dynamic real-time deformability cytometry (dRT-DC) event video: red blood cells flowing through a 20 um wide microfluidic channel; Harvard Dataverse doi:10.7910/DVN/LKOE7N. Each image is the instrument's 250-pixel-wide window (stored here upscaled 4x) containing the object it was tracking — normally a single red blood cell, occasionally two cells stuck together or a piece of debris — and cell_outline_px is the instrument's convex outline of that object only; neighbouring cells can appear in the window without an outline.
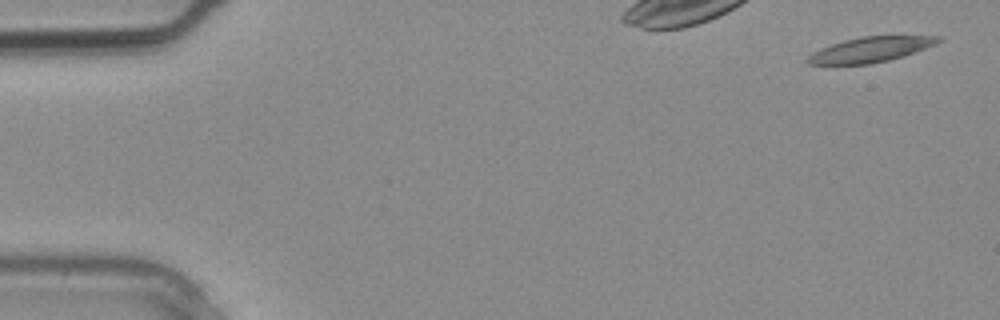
{"species": "common noctule bat (a hibernating species)", "species_latin": "Nyctalus noctula", "temperature_condition": "warm", "stored_images_in_passage": 3, "camera_frame_rate_fps": 3000, "um_per_image_px": 0.085, "animal": {"sex": "male", "body_mass_g": 20.4}, "frame": {"image": 1, "passage_image": 1, "time_ms": 0.0, "image_size_px": [1000, 320], "cell_outline_px": [[944, 40], [936, 44], [916, 52], [904, 56], [888, 60], [868, 64], [808, 64], [804, 60], [812, 52], [820, 48], [844, 40], [860, 36], [944, 36]], "centroid_in_image_um": [74.02, 4.2], "position_along_channel_um": 11.0, "area_um2": 19.25}}